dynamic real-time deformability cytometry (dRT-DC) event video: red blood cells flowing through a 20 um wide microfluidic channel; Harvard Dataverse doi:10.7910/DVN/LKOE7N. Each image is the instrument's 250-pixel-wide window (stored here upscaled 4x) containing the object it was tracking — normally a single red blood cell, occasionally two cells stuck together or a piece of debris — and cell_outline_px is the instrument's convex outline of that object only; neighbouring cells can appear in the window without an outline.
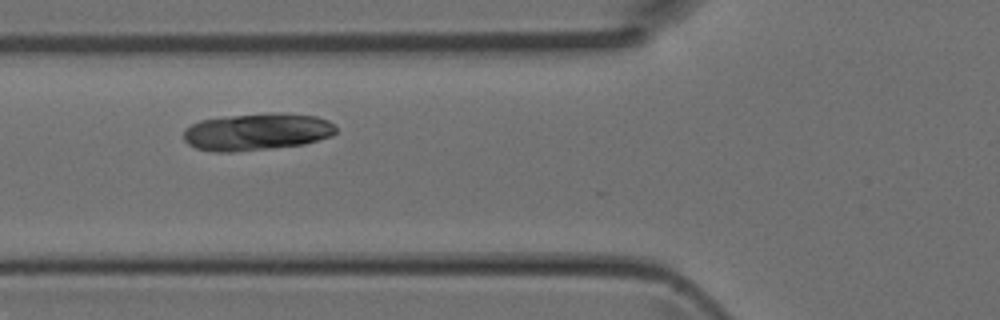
{"species": "Egyptian fruit bat (a non-hibernating species)", "species_latin": "Rousettus aegyptiacus", "temperature_condition": "room temperature", "stored_images_in_passage": 4, "camera_frame_rate_fps": 3000, "um_per_image_px": 0.085, "animal": {"sex": "female"}, "frame": {"image": 1, "passage_image": 4, "time_ms": 1.0, "image_size_px": [1000, 320], "cell_outline_px": [[336, 132], [332, 136], [304, 144], [232, 152], [212, 152], [196, 148], [188, 144], [184, 140], [184, 132], [192, 124], [200, 120], [268, 112], [272, 112], [316, 116], [328, 120], [336, 128]], "centroid_in_image_um": [21.85, 11.2], "position_along_channel_um": 104.0, "area_um2": 32.71}}